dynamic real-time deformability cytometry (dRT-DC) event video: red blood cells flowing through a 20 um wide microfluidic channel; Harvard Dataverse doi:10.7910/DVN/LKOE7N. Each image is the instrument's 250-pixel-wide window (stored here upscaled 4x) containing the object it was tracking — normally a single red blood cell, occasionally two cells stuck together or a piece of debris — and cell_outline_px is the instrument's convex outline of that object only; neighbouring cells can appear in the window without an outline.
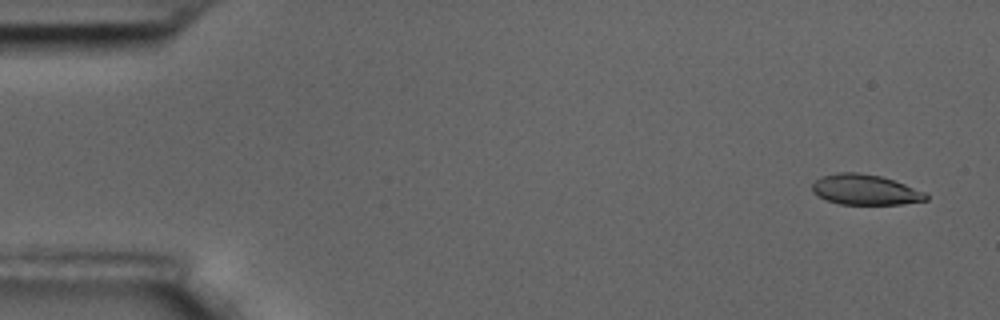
{"species": "common noctule bat (a hibernating species)", "species_latin": "Nyctalus noctula", "temperature_condition": "room temperature", "stored_images_in_passage": 5, "camera_frame_rate_fps": 3000, "um_per_image_px": 0.085, "animal": {"sex": "male", "body_mass_g": 17.5, "forearm_length_mm": 52.3}, "frame": {"image": 1, "passage_image": 1, "time_ms": 0.0, "image_size_px": [1000, 320], "cell_outline_px": [[928, 200], [900, 204], [840, 204], [816, 196], [812, 192], [812, 184], [820, 176], [836, 172], [856, 172], [880, 176], [904, 184], [924, 192], [928, 196]], "centroid_in_image_um": [73.49, 16.12], "position_along_channel_um": 11.5, "area_um2": 20.06}}
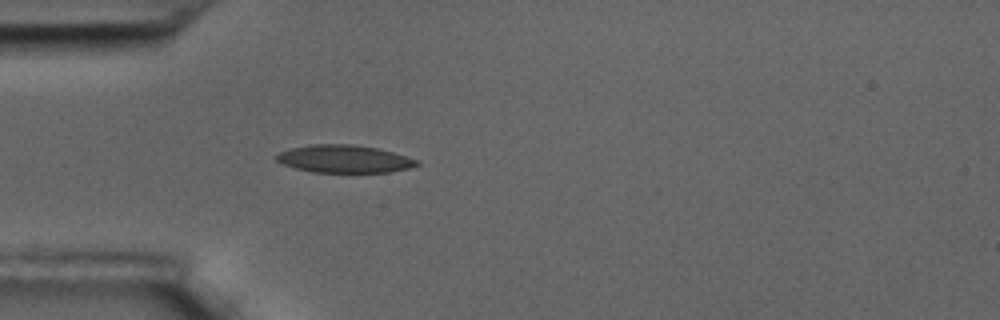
{"frame": {"image": 2, "passage_image": 5, "time_ms": 1.333, "image_size_px": [1000, 320], "cell_outline_px": [[420, 164], [408, 168], [388, 172], [312, 172], [296, 168], [284, 164], [276, 160], [276, 156], [280, 152], [292, 148], [312, 144], [352, 144], [376, 148], [392, 152], [420, 160]], "centroid_in_image_um": [29.28, 13.5], "position_along_channel_um": 55.7, "area_um2": 22.43}}